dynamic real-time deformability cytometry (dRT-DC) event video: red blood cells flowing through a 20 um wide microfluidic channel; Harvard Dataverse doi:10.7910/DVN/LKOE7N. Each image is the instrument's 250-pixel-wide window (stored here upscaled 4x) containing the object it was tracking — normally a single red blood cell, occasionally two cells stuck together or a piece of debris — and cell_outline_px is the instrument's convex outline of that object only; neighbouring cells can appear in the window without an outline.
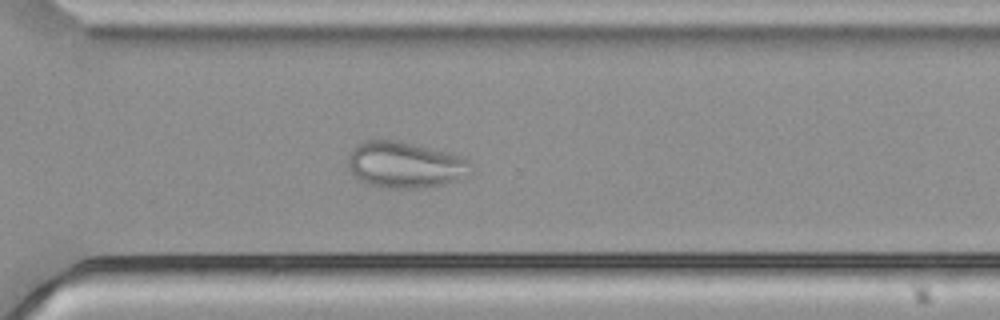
{"species": "common noctule bat (a hibernating species)", "species_latin": "Nyctalus noctula", "temperature_condition": "cold", "stored_images_in_passage": 54, "camera_frame_rate_fps": 3000, "um_per_image_px": 0.085, "animal": {"sex": "male", "body_mass_g": 21.5, "forearm_length_mm": 52.0}, "frame": {"image": 1, "passage_image": 39, "time_ms": 12.667, "image_size_px": [1000, 320], "cell_outline_px": [[472, 172], [468, 176], [444, 184], [420, 188], [380, 188], [356, 180], [348, 168], [348, 152], [356, 144], [368, 140], [400, 140], [464, 156], [472, 160]], "centroid_in_image_um": [34.43, 14.01], "position_along_channel_um": 336.2, "area_um2": 33.99}}